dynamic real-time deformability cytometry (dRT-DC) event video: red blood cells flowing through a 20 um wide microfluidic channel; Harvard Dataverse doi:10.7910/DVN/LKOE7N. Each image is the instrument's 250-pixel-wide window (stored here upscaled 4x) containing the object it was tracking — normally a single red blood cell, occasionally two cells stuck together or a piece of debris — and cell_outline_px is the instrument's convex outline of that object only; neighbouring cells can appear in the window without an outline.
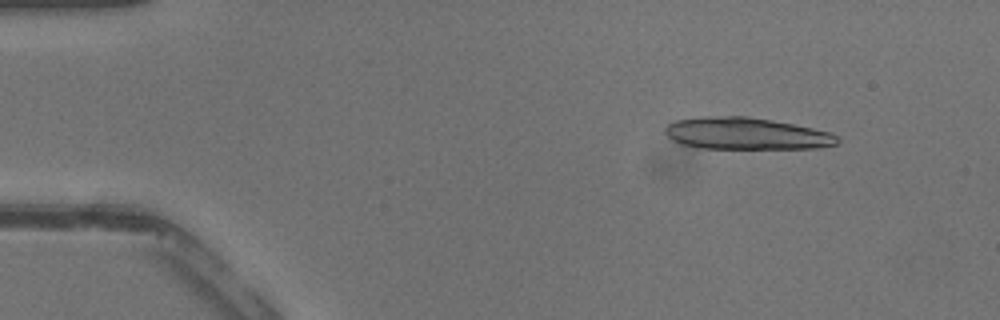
{"species": "common noctule bat (a hibernating species)", "species_latin": "Nyctalus noctula", "temperature_condition": "warm", "stored_images_in_passage": 41, "camera_frame_rate_fps": 3000, "um_per_image_px": 0.085, "animal": {"sex": "male", "body_mass_g": 13.3}, "frame": {"image": 1, "passage_image": 5, "time_ms": 1.333, "image_size_px": [1000, 320], "cell_outline_px": [[840, 140], [836, 144], [820, 148], [700, 148], [680, 144], [672, 140], [664, 132], [664, 128], [668, 124], [676, 120], [700, 116], [744, 116], [772, 120], [832, 132]], "centroid_in_image_um": [63.4, 11.35], "position_along_channel_um": 21.6, "area_um2": 32.08}}
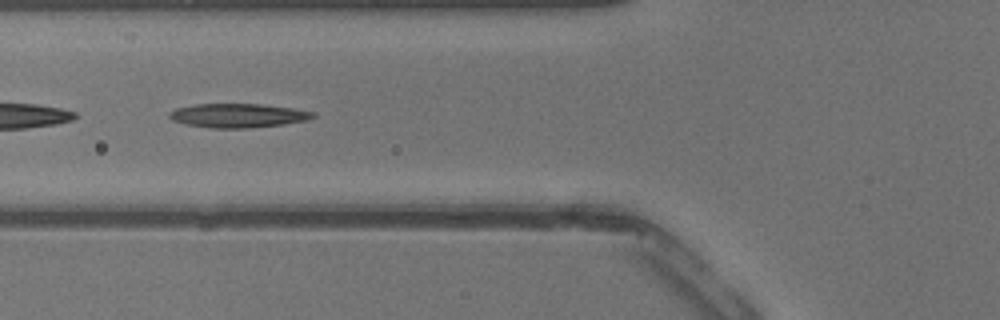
{"frame": {"image": 2, "passage_image": 16, "time_ms": 5.0, "image_size_px": [1000, 320], "cell_outline_px": [[316, 116], [308, 120], [284, 124], [248, 128], [212, 128], [184, 124], [172, 120], [168, 116], [168, 112], [176, 108], [196, 104], [260, 104], [292, 108], [316, 112]], "centroid_in_image_um": [20.22, 9.82], "position_along_channel_um": 105.6, "area_um2": 20.17}}
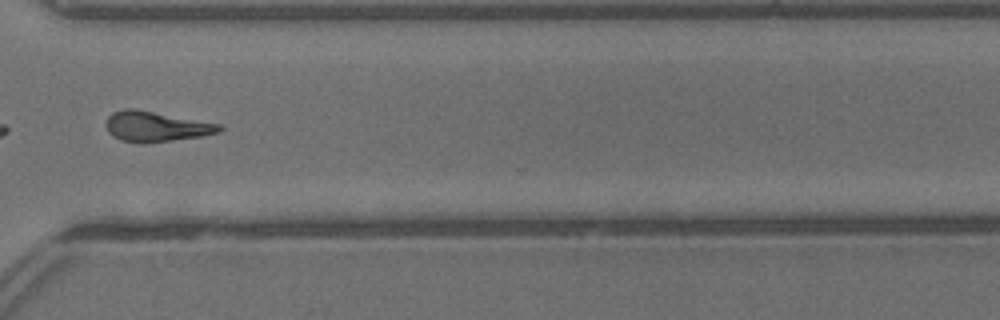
{"frame": {"image": 3, "passage_image": 31, "time_ms": 10.0, "image_size_px": [1000, 320], "cell_outline_px": [[224, 128], [220, 132], [200, 136], [144, 144], [140, 144], [120, 140], [112, 136], [108, 132], [104, 124], [108, 116], [112, 112], [124, 108], [136, 108], [220, 124]], "centroid_in_image_um": [13.2, 10.75], "position_along_channel_um": 357.4, "area_um2": 20.29}}